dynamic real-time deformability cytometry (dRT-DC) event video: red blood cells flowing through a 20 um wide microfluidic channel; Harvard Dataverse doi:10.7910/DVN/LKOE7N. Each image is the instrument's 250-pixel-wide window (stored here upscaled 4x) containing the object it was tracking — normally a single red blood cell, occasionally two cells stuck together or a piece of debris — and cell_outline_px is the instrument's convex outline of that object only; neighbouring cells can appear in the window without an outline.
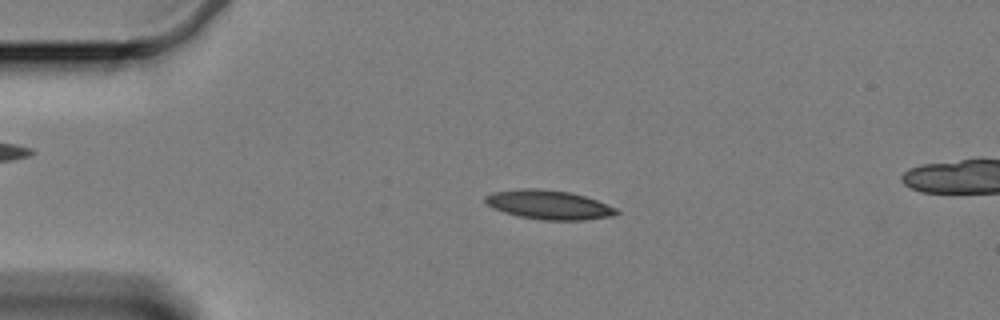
{"species": "Egyptian fruit bat (a non-hibernating species)", "species_latin": "Rousettus aegyptiacus", "temperature_condition": "cold", "stored_images_in_passage": 59, "camera_frame_rate_fps": 3000, "um_per_image_px": 0.085, "animal": {"sex": "female"}, "frame": {"image": 1, "passage_image": 12, "time_ms": 3.667, "image_size_px": [1000, 320], "cell_outline_px": [[620, 212], [616, 216], [584, 220], [544, 220], [520, 216], [504, 212], [488, 204], [484, 200], [484, 196], [492, 192], [520, 188], [536, 188], [568, 192], [584, 196], [596, 200], [616, 208]], "centroid_in_image_um": [46.67, 17.4], "position_along_channel_um": 38.3, "area_um2": 22.14}}
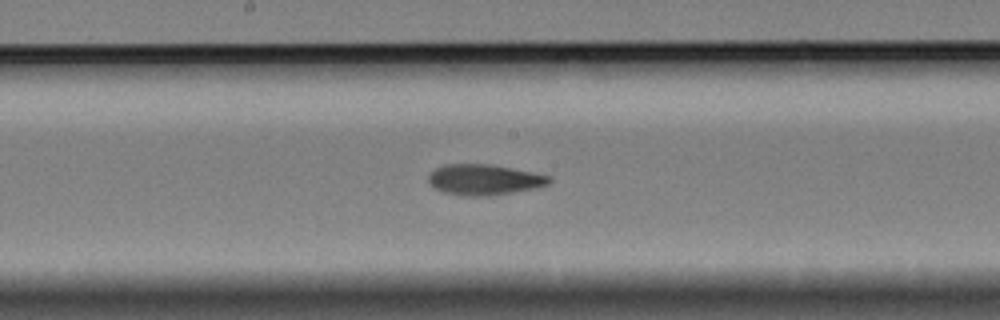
{"frame": {"image": 2, "passage_image": 30, "time_ms": 9.667, "image_size_px": [1000, 320], "cell_outline_px": [[552, 180], [548, 184], [536, 188], [512, 192], [484, 196], [464, 196], [444, 192], [428, 184], [428, 176], [436, 168], [444, 164], [488, 164], [512, 168], [552, 176]], "centroid_in_image_um": [41.15, 15.27], "position_along_channel_um": 207.0, "area_um2": 21.5}}
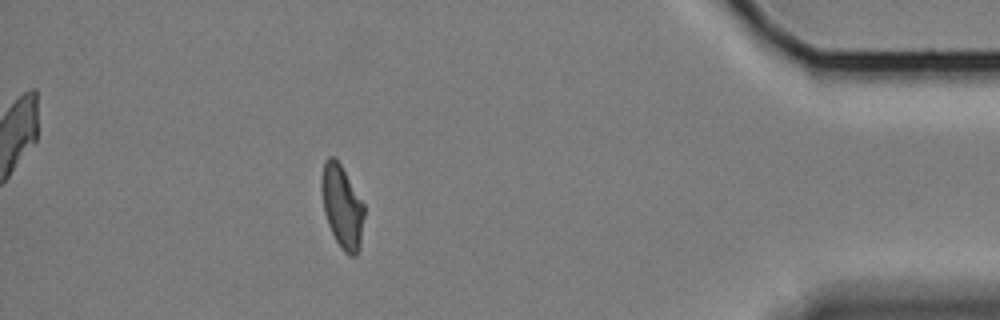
{"frame": {"image": 3, "passage_image": 52, "time_ms": 17.0, "image_size_px": [1000, 320], "cell_outline_px": [[364, 216], [360, 248], [356, 256], [348, 256], [340, 248], [328, 224], [324, 212], [320, 188], [320, 176], [324, 160], [328, 156], [332, 156], [340, 164], [364, 204]], "centroid_in_image_um": [29.06, 17.57], "position_along_channel_um": 406.1, "area_um2": 20.81}, "authors_computed_cell_mechanics": {"area_um2": 21.4438, "velocity_mm_per_s": 3.3284, "shape_relaxation_time_tau1_ms": 9.2402, "shape_relaxation_time_tau2_ms": 3.591, "deformation_change_tau1": 0.195, "deformation_change_tau2": 0.0944}}